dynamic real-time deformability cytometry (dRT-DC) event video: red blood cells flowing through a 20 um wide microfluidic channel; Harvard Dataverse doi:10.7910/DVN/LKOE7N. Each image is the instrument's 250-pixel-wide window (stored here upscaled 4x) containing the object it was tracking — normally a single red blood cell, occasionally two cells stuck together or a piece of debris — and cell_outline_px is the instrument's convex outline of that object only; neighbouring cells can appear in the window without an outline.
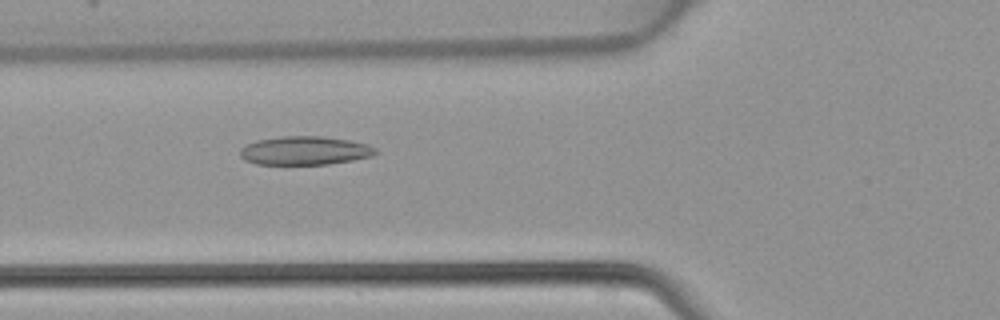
{"species": "common noctule bat (a hibernating species)", "species_latin": "Nyctalus noctula", "temperature_condition": "warm", "stored_images_in_passage": 46, "camera_frame_rate_fps": 3000, "um_per_image_px": 0.085, "animal": {"sex": "female", "body_mass_g": 22.7, "forearm_length_mm": 54.2}, "frame": {"image": 1, "passage_image": 17, "time_ms": 5.333, "image_size_px": [1000, 320], "cell_outline_px": [[376, 152], [372, 156], [352, 160], [328, 164], [256, 164], [244, 160], [240, 156], [240, 148], [256, 140], [280, 136], [324, 136], [348, 140], [368, 144], [376, 148]], "centroid_in_image_um": [25.89, 12.79], "position_along_channel_um": 99.9, "area_um2": 22.6}}
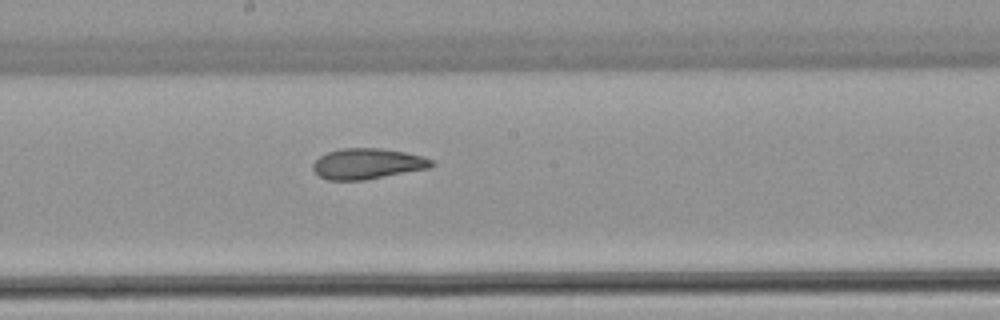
{"frame": {"image": 2, "passage_image": 25, "time_ms": 8.0, "image_size_px": [1000, 320], "cell_outline_px": [[436, 164], [428, 168], [364, 180], [328, 180], [320, 176], [312, 168], [312, 164], [320, 156], [328, 152], [344, 148], [380, 148], [404, 152], [424, 156], [432, 160]], "centroid_in_image_um": [31.24, 13.91], "position_along_channel_um": 217.0, "area_um2": 21.04}}
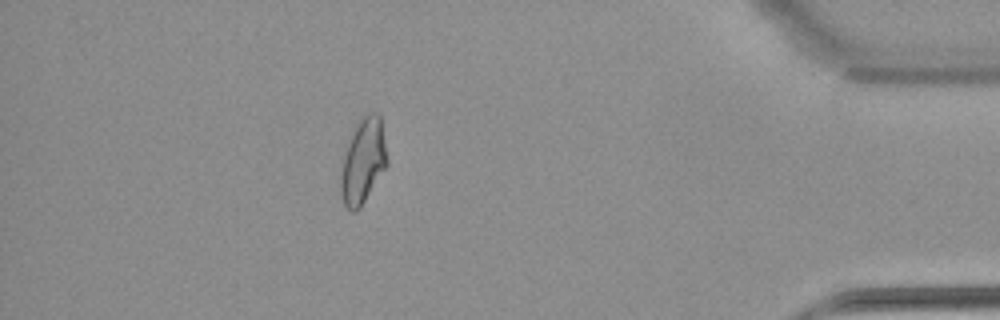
{"frame": {"image": 3, "passage_image": 41, "time_ms": 13.333, "image_size_px": [1000, 320], "cell_outline_px": [[388, 164], [360, 208], [356, 212], [352, 212], [344, 204], [340, 192], [340, 176], [344, 156], [352, 132], [360, 116], [372, 112], [376, 112], [380, 116], [388, 160]], "centroid_in_image_um": [30.86, 13.69], "position_along_channel_um": 404.3, "area_um2": 22.89}}